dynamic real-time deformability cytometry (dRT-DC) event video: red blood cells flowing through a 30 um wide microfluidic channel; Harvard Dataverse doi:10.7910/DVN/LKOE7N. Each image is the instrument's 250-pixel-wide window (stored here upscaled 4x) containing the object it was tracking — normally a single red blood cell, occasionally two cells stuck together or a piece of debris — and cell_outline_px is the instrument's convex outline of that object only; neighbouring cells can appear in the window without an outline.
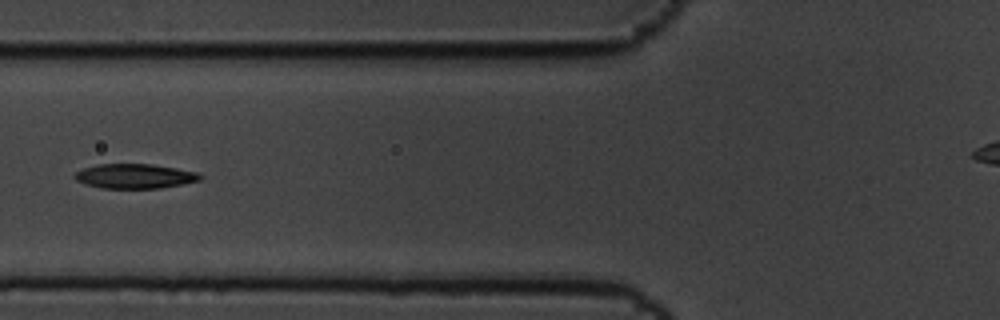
{"species": "common noctule bat (a hibernating species)", "species_latin": "Nyctalus noctula", "temperature_condition": "cold", "stored_images_in_passage": 9, "camera_frame_rate_fps": 3000, "um_per_image_px": 0.085, "animal": {"sex": "male", "body_mass_g": 19.5, "forearm_length_mm": 54.6}, "frame": {"image": 1, "passage_image": 6, "time_ms": 1.667, "image_size_px": [1000, 320], "cell_outline_px": [[204, 176], [200, 180], [160, 188], [100, 188], [84, 184], [76, 180], [72, 176], [76, 172], [84, 168], [100, 164], [152, 164], [176, 168], [196, 172]], "centroid_in_image_um": [11.43, 14.97], "position_along_channel_um": 114.4, "area_um2": 17.92}}
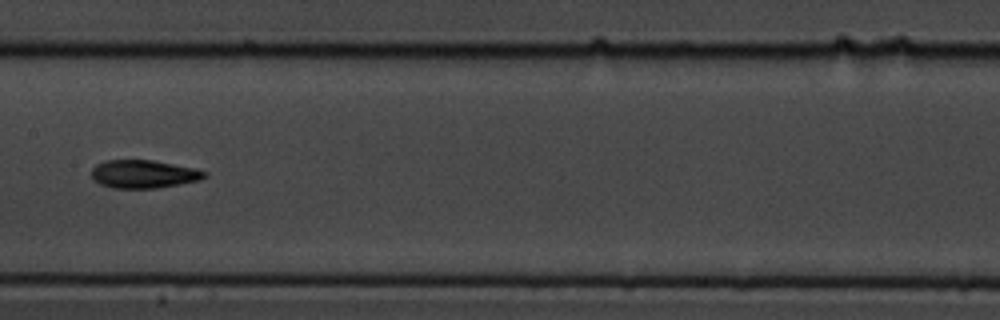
{"frame": {"image": 2, "passage_image": 8, "time_ms": 2.333, "image_size_px": [1000, 320], "cell_outline_px": [[208, 176], [200, 180], [156, 188], [112, 188], [100, 184], [92, 180], [92, 168], [96, 164], [104, 160], [152, 160], [192, 168], [208, 172]], "centroid_in_image_um": [12.17, 14.8], "position_along_channel_um": 195.2, "area_um2": 18.5}}
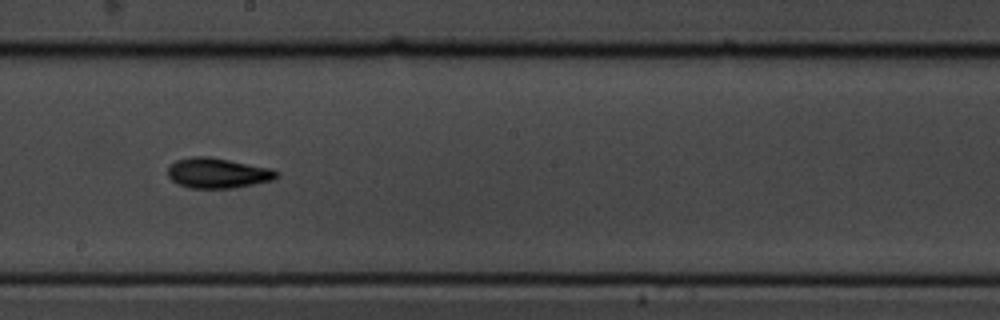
{"frame": {"image": 3, "passage_image": 9, "time_ms": 2.667, "image_size_px": [1000, 320], "cell_outline_px": [[280, 176], [272, 180], [236, 188], [188, 188], [172, 180], [168, 176], [168, 168], [176, 160], [192, 156], [208, 156], [272, 168], [280, 172]], "centroid_in_image_um": [18.54, 14.71], "position_along_channel_um": 229.7, "area_um2": 19.25}}